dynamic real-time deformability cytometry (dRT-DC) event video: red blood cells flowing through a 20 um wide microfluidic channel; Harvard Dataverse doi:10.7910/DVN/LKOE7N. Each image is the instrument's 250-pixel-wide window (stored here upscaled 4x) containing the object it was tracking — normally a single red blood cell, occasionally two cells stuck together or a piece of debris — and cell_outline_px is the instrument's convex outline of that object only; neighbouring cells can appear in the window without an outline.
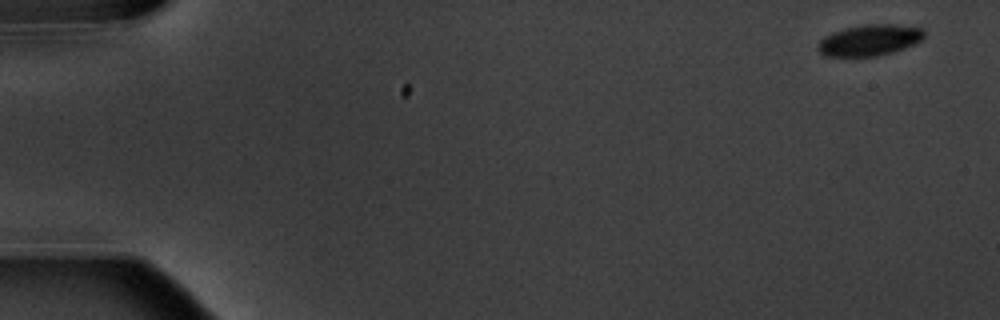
{"species": "common noctule bat (a hibernating species)", "species_latin": "Nyctalus noctula", "temperature_condition": "warm", "stored_images_in_passage": 5, "camera_frame_rate_fps": 3000, "um_per_image_px": 0.085, "animal": {"sex": "male", "body_mass_g": 20.1, "forearm_length_mm": 53.5}, "frame": {"image": 1, "passage_image": 1, "time_ms": 0.0, "image_size_px": [1000, 320], "cell_outline_px": [[924, 36], [920, 40], [904, 48], [892, 52], [876, 56], [824, 56], [816, 48], [816, 44], [824, 36], [832, 32], [864, 24], [892, 24], [924, 28]], "centroid_in_image_um": [73.87, 3.41], "position_along_channel_um": 11.1, "area_um2": 19.19}}
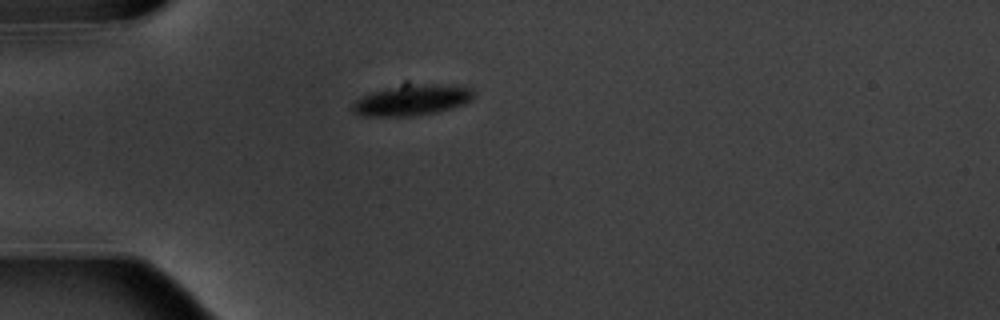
{"frame": {"image": 2, "passage_image": 5, "time_ms": 4.667, "image_size_px": [1000, 320], "cell_outline_px": [[476, 96], [472, 100], [464, 104], [436, 112], [412, 116], [360, 116], [352, 112], [352, 104], [360, 96], [404, 80], [408, 80], [472, 88]], "centroid_in_image_um": [34.98, 8.44], "position_along_channel_um": 50.0, "area_um2": 22.95}}